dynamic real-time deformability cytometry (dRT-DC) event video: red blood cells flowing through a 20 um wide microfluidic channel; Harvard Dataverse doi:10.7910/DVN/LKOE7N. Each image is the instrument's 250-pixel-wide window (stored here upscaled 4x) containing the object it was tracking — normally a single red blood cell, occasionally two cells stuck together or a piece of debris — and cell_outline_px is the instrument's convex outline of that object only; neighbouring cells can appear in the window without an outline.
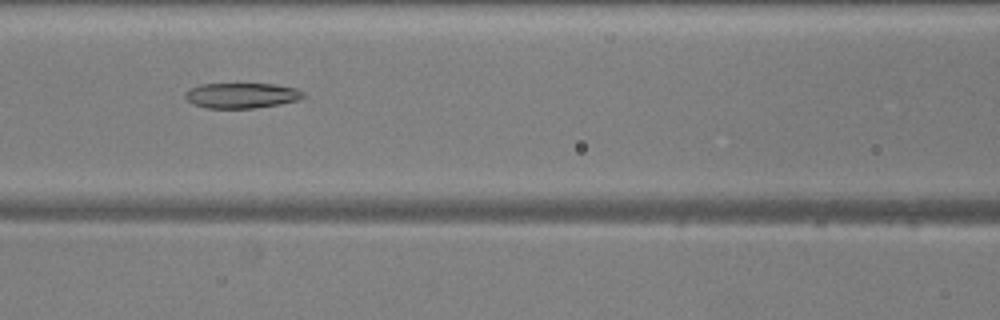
{"species": "common noctule bat (a hibernating species)", "species_latin": "Nyctalus noctula", "temperature_condition": "warm", "stored_images_in_passage": 52, "camera_frame_rate_fps": 3000, "um_per_image_px": 0.085, "animal": {"sex": "male", "body_mass_g": 20.5, "forearm_length_mm": 52.5}, "frame": {"image": 1, "passage_image": 23, "time_ms": 7.333, "image_size_px": [1000, 320], "cell_outline_px": [[304, 96], [296, 100], [276, 104], [252, 108], [208, 108], [192, 104], [184, 96], [184, 92], [188, 88], [200, 84], [276, 84], [296, 88], [304, 92]], "centroid_in_image_um": [20.47, 8.1], "position_along_channel_um": 146.1, "area_um2": 17.34}}
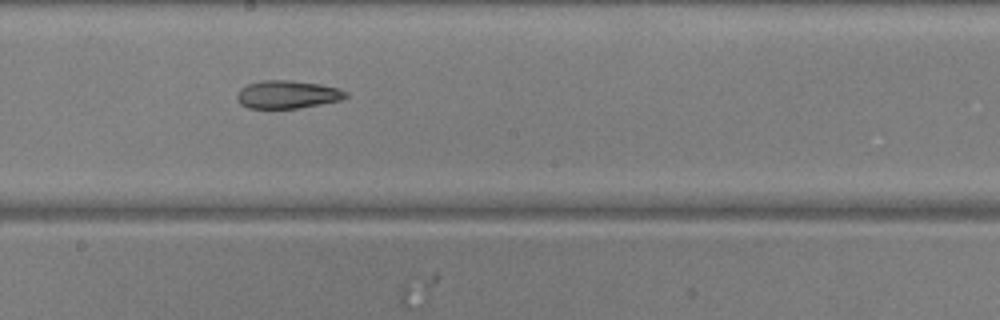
{"frame": {"image": 2, "passage_image": 29, "time_ms": 9.333, "image_size_px": [1000, 320], "cell_outline_px": [[348, 96], [340, 100], [300, 108], [248, 108], [240, 104], [236, 96], [236, 92], [240, 88], [248, 84], [260, 80], [288, 80], [320, 84], [340, 88], [348, 92]], "centroid_in_image_um": [24.42, 8.02], "position_along_channel_um": 223.8, "area_um2": 17.86}}
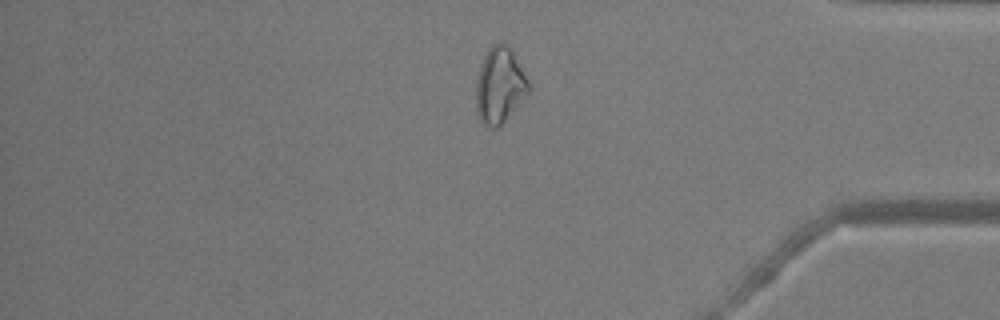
{"frame": {"image": 3, "passage_image": 44, "time_ms": 14.333, "image_size_px": [1000, 320], "cell_outline_px": [[528, 96], [500, 128], [492, 128], [484, 124], [480, 120], [476, 112], [476, 80], [484, 56], [488, 48], [492, 44], [500, 40], [512, 52], [528, 84]], "centroid_in_image_um": [42.44, 7.33], "position_along_channel_um": 392.8, "area_um2": 23.18}, "authors_computed_cell_mechanics": {"area_um2": 21.9062, "velocity_mm_per_s": 3.887, "shape_relaxation_time_tau1_ms": null, "shape_relaxation_time_tau2_ms": 7.4474, "deformation_change_tau1": null, "deformation_change_tau2": 0.1764}}